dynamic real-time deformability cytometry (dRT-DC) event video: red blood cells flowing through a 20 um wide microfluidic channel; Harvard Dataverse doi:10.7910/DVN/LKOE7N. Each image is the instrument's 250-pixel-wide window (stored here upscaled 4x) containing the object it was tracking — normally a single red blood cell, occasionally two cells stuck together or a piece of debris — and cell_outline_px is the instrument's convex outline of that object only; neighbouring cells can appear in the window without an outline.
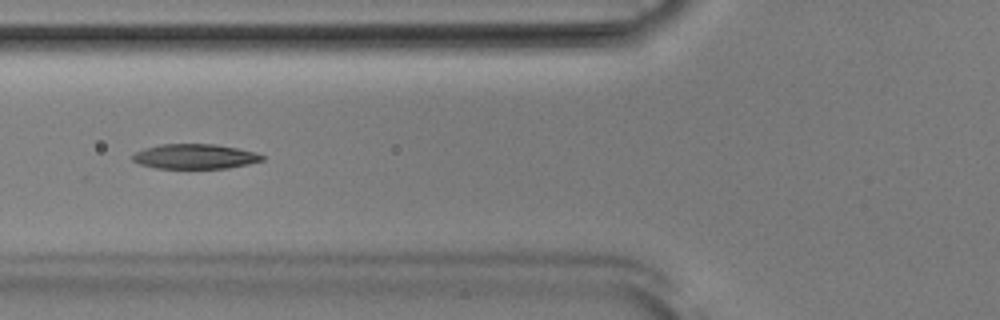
{"species": "Egyptian fruit bat (a non-hibernating species)", "species_latin": "Rousettus aegyptiacus", "temperature_condition": "room temperature", "stored_images_in_passage": 51, "camera_frame_rate_fps": 3000, "um_per_image_px": 0.085, "animal": {"sex": "male"}, "frame": {"image": 1, "passage_image": 19, "time_ms": 6.0, "image_size_px": [1000, 320], "cell_outline_px": [[264, 160], [248, 164], [228, 168], [156, 168], [140, 164], [132, 160], [132, 156], [136, 152], [144, 148], [160, 144], [216, 144], [236, 148], [252, 152], [264, 156]], "centroid_in_image_um": [16.54, 13.3], "position_along_channel_um": 109.3, "area_um2": 18.61}}
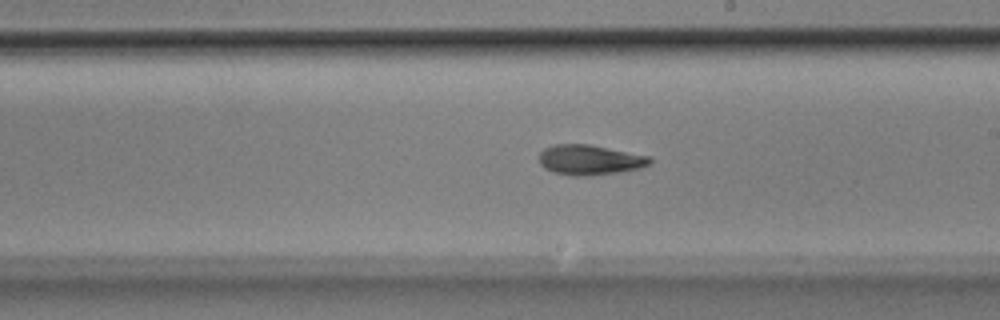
{"frame": {"image": 2, "passage_image": 29, "time_ms": 9.333, "image_size_px": [1000, 320], "cell_outline_px": [[652, 160], [648, 164], [640, 168], [616, 172], [588, 176], [572, 176], [552, 172], [544, 168], [540, 164], [540, 152], [544, 148], [552, 144], [588, 144], [652, 156]], "centroid_in_image_um": [50.11, 13.58], "position_along_channel_um": 238.9, "area_um2": 19.48}}
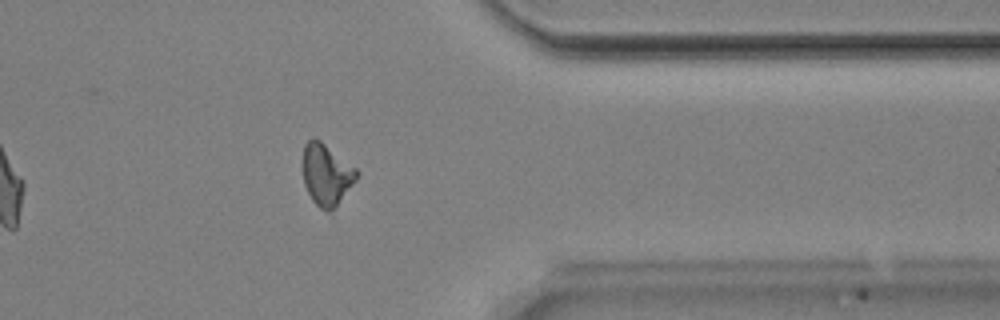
{"frame": {"image": 3, "passage_image": 41, "time_ms": 13.333, "image_size_px": [1000, 320], "cell_outline_px": [[360, 172], [356, 180], [332, 216], [320, 208], [312, 200], [304, 184], [304, 144], [308, 140], [320, 140], [356, 168]], "centroid_in_image_um": [27.8, 14.93], "position_along_channel_um": 383.6, "area_um2": 19.48}, "authors_computed_cell_mechanics": {"area_um2": 19.3052, "velocity_mm_per_s": 3.8872, "shape_relaxation_time_tau1_ms": 4.194, "shape_relaxation_time_tau2_ms": 5.5142, "deformation_change_tau1": 0.1478, "deformation_change_tau2": 0.1392}}